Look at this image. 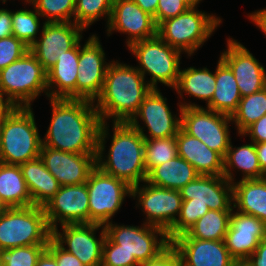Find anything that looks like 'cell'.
Segmentation results:
<instances>
[{
	"label": "cell",
	"instance_id": "57",
	"mask_svg": "<svg viewBox=\"0 0 266 266\" xmlns=\"http://www.w3.org/2000/svg\"><path fill=\"white\" fill-rule=\"evenodd\" d=\"M0 162H1V122H0Z\"/></svg>",
	"mask_w": 266,
	"mask_h": 266
},
{
	"label": "cell",
	"instance_id": "33",
	"mask_svg": "<svg viewBox=\"0 0 266 266\" xmlns=\"http://www.w3.org/2000/svg\"><path fill=\"white\" fill-rule=\"evenodd\" d=\"M232 211L209 210L186 234L200 240L222 241L226 236Z\"/></svg>",
	"mask_w": 266,
	"mask_h": 266
},
{
	"label": "cell",
	"instance_id": "2",
	"mask_svg": "<svg viewBox=\"0 0 266 266\" xmlns=\"http://www.w3.org/2000/svg\"><path fill=\"white\" fill-rule=\"evenodd\" d=\"M107 126V122H101L98 129L96 166L131 187L146 181L144 137L128 122H113L112 142L105 159L103 152L105 140L109 135Z\"/></svg>",
	"mask_w": 266,
	"mask_h": 266
},
{
	"label": "cell",
	"instance_id": "37",
	"mask_svg": "<svg viewBox=\"0 0 266 266\" xmlns=\"http://www.w3.org/2000/svg\"><path fill=\"white\" fill-rule=\"evenodd\" d=\"M33 10L20 9L15 12L11 11L13 36L28 47L37 40L36 35L40 26L39 17L41 16L35 8Z\"/></svg>",
	"mask_w": 266,
	"mask_h": 266
},
{
	"label": "cell",
	"instance_id": "30",
	"mask_svg": "<svg viewBox=\"0 0 266 266\" xmlns=\"http://www.w3.org/2000/svg\"><path fill=\"white\" fill-rule=\"evenodd\" d=\"M235 168L243 172L241 180L266 177V174L260 168L254 142L234 148L232 143H230L227 154L224 157L223 176L231 183H234L235 179L231 171Z\"/></svg>",
	"mask_w": 266,
	"mask_h": 266
},
{
	"label": "cell",
	"instance_id": "38",
	"mask_svg": "<svg viewBox=\"0 0 266 266\" xmlns=\"http://www.w3.org/2000/svg\"><path fill=\"white\" fill-rule=\"evenodd\" d=\"M46 23L72 22L75 14L76 0H30V3Z\"/></svg>",
	"mask_w": 266,
	"mask_h": 266
},
{
	"label": "cell",
	"instance_id": "28",
	"mask_svg": "<svg viewBox=\"0 0 266 266\" xmlns=\"http://www.w3.org/2000/svg\"><path fill=\"white\" fill-rule=\"evenodd\" d=\"M233 185V208L266 223V177L240 180ZM239 209V210H238Z\"/></svg>",
	"mask_w": 266,
	"mask_h": 266
},
{
	"label": "cell",
	"instance_id": "53",
	"mask_svg": "<svg viewBox=\"0 0 266 266\" xmlns=\"http://www.w3.org/2000/svg\"><path fill=\"white\" fill-rule=\"evenodd\" d=\"M4 95L0 92V122L11 112L15 107L8 99H4Z\"/></svg>",
	"mask_w": 266,
	"mask_h": 266
},
{
	"label": "cell",
	"instance_id": "13",
	"mask_svg": "<svg viewBox=\"0 0 266 266\" xmlns=\"http://www.w3.org/2000/svg\"><path fill=\"white\" fill-rule=\"evenodd\" d=\"M102 228L99 239L96 231ZM52 230V238L63 249L75 255L86 266H101L103 245L106 238L104 225L98 223H78L61 225ZM65 244L68 248H65Z\"/></svg>",
	"mask_w": 266,
	"mask_h": 266
},
{
	"label": "cell",
	"instance_id": "7",
	"mask_svg": "<svg viewBox=\"0 0 266 266\" xmlns=\"http://www.w3.org/2000/svg\"><path fill=\"white\" fill-rule=\"evenodd\" d=\"M52 237L43 207H13L0 215V249L48 244Z\"/></svg>",
	"mask_w": 266,
	"mask_h": 266
},
{
	"label": "cell",
	"instance_id": "55",
	"mask_svg": "<svg viewBox=\"0 0 266 266\" xmlns=\"http://www.w3.org/2000/svg\"><path fill=\"white\" fill-rule=\"evenodd\" d=\"M10 207L4 202L0 196V215L6 212Z\"/></svg>",
	"mask_w": 266,
	"mask_h": 266
},
{
	"label": "cell",
	"instance_id": "21",
	"mask_svg": "<svg viewBox=\"0 0 266 266\" xmlns=\"http://www.w3.org/2000/svg\"><path fill=\"white\" fill-rule=\"evenodd\" d=\"M263 239H266L264 221L239 211L234 213L232 210L224 243L235 260L248 259Z\"/></svg>",
	"mask_w": 266,
	"mask_h": 266
},
{
	"label": "cell",
	"instance_id": "42",
	"mask_svg": "<svg viewBox=\"0 0 266 266\" xmlns=\"http://www.w3.org/2000/svg\"><path fill=\"white\" fill-rule=\"evenodd\" d=\"M29 47L15 36L0 39V70L20 59Z\"/></svg>",
	"mask_w": 266,
	"mask_h": 266
},
{
	"label": "cell",
	"instance_id": "26",
	"mask_svg": "<svg viewBox=\"0 0 266 266\" xmlns=\"http://www.w3.org/2000/svg\"><path fill=\"white\" fill-rule=\"evenodd\" d=\"M35 206L44 207L60 188L57 179L39 157L19 165Z\"/></svg>",
	"mask_w": 266,
	"mask_h": 266
},
{
	"label": "cell",
	"instance_id": "54",
	"mask_svg": "<svg viewBox=\"0 0 266 266\" xmlns=\"http://www.w3.org/2000/svg\"><path fill=\"white\" fill-rule=\"evenodd\" d=\"M232 266H252L247 259L234 260Z\"/></svg>",
	"mask_w": 266,
	"mask_h": 266
},
{
	"label": "cell",
	"instance_id": "11",
	"mask_svg": "<svg viewBox=\"0 0 266 266\" xmlns=\"http://www.w3.org/2000/svg\"><path fill=\"white\" fill-rule=\"evenodd\" d=\"M104 227L106 235L119 245V249L134 256L139 263L157 257L171 244L164 229L145 222L142 227H139L117 225L113 224L111 220ZM158 235L160 236L159 240Z\"/></svg>",
	"mask_w": 266,
	"mask_h": 266
},
{
	"label": "cell",
	"instance_id": "27",
	"mask_svg": "<svg viewBox=\"0 0 266 266\" xmlns=\"http://www.w3.org/2000/svg\"><path fill=\"white\" fill-rule=\"evenodd\" d=\"M215 79V92L206 108L232 116L242 97L233 72L221 58L215 70Z\"/></svg>",
	"mask_w": 266,
	"mask_h": 266
},
{
	"label": "cell",
	"instance_id": "15",
	"mask_svg": "<svg viewBox=\"0 0 266 266\" xmlns=\"http://www.w3.org/2000/svg\"><path fill=\"white\" fill-rule=\"evenodd\" d=\"M50 230L57 223H89V197L86 183L60 186L56 194L43 207Z\"/></svg>",
	"mask_w": 266,
	"mask_h": 266
},
{
	"label": "cell",
	"instance_id": "31",
	"mask_svg": "<svg viewBox=\"0 0 266 266\" xmlns=\"http://www.w3.org/2000/svg\"><path fill=\"white\" fill-rule=\"evenodd\" d=\"M0 196L10 208L33 205L19 165L0 162Z\"/></svg>",
	"mask_w": 266,
	"mask_h": 266
},
{
	"label": "cell",
	"instance_id": "47",
	"mask_svg": "<svg viewBox=\"0 0 266 266\" xmlns=\"http://www.w3.org/2000/svg\"><path fill=\"white\" fill-rule=\"evenodd\" d=\"M12 20L11 11L7 9H0V39L12 36Z\"/></svg>",
	"mask_w": 266,
	"mask_h": 266
},
{
	"label": "cell",
	"instance_id": "14",
	"mask_svg": "<svg viewBox=\"0 0 266 266\" xmlns=\"http://www.w3.org/2000/svg\"><path fill=\"white\" fill-rule=\"evenodd\" d=\"M105 53L96 35H92L81 47L79 41L78 75L76 99L95 102L101 94L106 71L110 64L105 61Z\"/></svg>",
	"mask_w": 266,
	"mask_h": 266
},
{
	"label": "cell",
	"instance_id": "58",
	"mask_svg": "<svg viewBox=\"0 0 266 266\" xmlns=\"http://www.w3.org/2000/svg\"><path fill=\"white\" fill-rule=\"evenodd\" d=\"M3 3L6 2V0H2ZM27 3H30V0H26Z\"/></svg>",
	"mask_w": 266,
	"mask_h": 266
},
{
	"label": "cell",
	"instance_id": "51",
	"mask_svg": "<svg viewBox=\"0 0 266 266\" xmlns=\"http://www.w3.org/2000/svg\"><path fill=\"white\" fill-rule=\"evenodd\" d=\"M36 266H58L55 257L45 249L39 256Z\"/></svg>",
	"mask_w": 266,
	"mask_h": 266
},
{
	"label": "cell",
	"instance_id": "48",
	"mask_svg": "<svg viewBox=\"0 0 266 266\" xmlns=\"http://www.w3.org/2000/svg\"><path fill=\"white\" fill-rule=\"evenodd\" d=\"M247 260L252 266H266V239L260 241L254 253Z\"/></svg>",
	"mask_w": 266,
	"mask_h": 266
},
{
	"label": "cell",
	"instance_id": "43",
	"mask_svg": "<svg viewBox=\"0 0 266 266\" xmlns=\"http://www.w3.org/2000/svg\"><path fill=\"white\" fill-rule=\"evenodd\" d=\"M190 7L185 0H158L154 21L158 26L162 21L174 18Z\"/></svg>",
	"mask_w": 266,
	"mask_h": 266
},
{
	"label": "cell",
	"instance_id": "8",
	"mask_svg": "<svg viewBox=\"0 0 266 266\" xmlns=\"http://www.w3.org/2000/svg\"><path fill=\"white\" fill-rule=\"evenodd\" d=\"M130 52L139 61L136 67L144 76L151 75L147 83L157 89L158 82L165 86L175 88L180 74L181 53L179 50L167 44L158 34L152 38L132 43Z\"/></svg>",
	"mask_w": 266,
	"mask_h": 266
},
{
	"label": "cell",
	"instance_id": "19",
	"mask_svg": "<svg viewBox=\"0 0 266 266\" xmlns=\"http://www.w3.org/2000/svg\"><path fill=\"white\" fill-rule=\"evenodd\" d=\"M39 156L60 186L86 183L96 167V154H76L42 146Z\"/></svg>",
	"mask_w": 266,
	"mask_h": 266
},
{
	"label": "cell",
	"instance_id": "18",
	"mask_svg": "<svg viewBox=\"0 0 266 266\" xmlns=\"http://www.w3.org/2000/svg\"><path fill=\"white\" fill-rule=\"evenodd\" d=\"M220 58L233 72L241 97L259 92L266 87L264 66L237 40H227V50L222 52Z\"/></svg>",
	"mask_w": 266,
	"mask_h": 266
},
{
	"label": "cell",
	"instance_id": "44",
	"mask_svg": "<svg viewBox=\"0 0 266 266\" xmlns=\"http://www.w3.org/2000/svg\"><path fill=\"white\" fill-rule=\"evenodd\" d=\"M46 249L55 257L58 266H86L75 255L63 249L52 237Z\"/></svg>",
	"mask_w": 266,
	"mask_h": 266
},
{
	"label": "cell",
	"instance_id": "45",
	"mask_svg": "<svg viewBox=\"0 0 266 266\" xmlns=\"http://www.w3.org/2000/svg\"><path fill=\"white\" fill-rule=\"evenodd\" d=\"M138 266H183L177 250L170 244L157 257L142 262Z\"/></svg>",
	"mask_w": 266,
	"mask_h": 266
},
{
	"label": "cell",
	"instance_id": "17",
	"mask_svg": "<svg viewBox=\"0 0 266 266\" xmlns=\"http://www.w3.org/2000/svg\"><path fill=\"white\" fill-rule=\"evenodd\" d=\"M82 31L83 28L74 22H44L41 37L29 47V51L48 71L57 62L59 55L81 41Z\"/></svg>",
	"mask_w": 266,
	"mask_h": 266
},
{
	"label": "cell",
	"instance_id": "1",
	"mask_svg": "<svg viewBox=\"0 0 266 266\" xmlns=\"http://www.w3.org/2000/svg\"><path fill=\"white\" fill-rule=\"evenodd\" d=\"M52 118L42 146L76 154H96L100 126L95 102L50 99Z\"/></svg>",
	"mask_w": 266,
	"mask_h": 266
},
{
	"label": "cell",
	"instance_id": "41",
	"mask_svg": "<svg viewBox=\"0 0 266 266\" xmlns=\"http://www.w3.org/2000/svg\"><path fill=\"white\" fill-rule=\"evenodd\" d=\"M140 263L134 256L119 249L107 235L103 245L101 266H138Z\"/></svg>",
	"mask_w": 266,
	"mask_h": 266
},
{
	"label": "cell",
	"instance_id": "4",
	"mask_svg": "<svg viewBox=\"0 0 266 266\" xmlns=\"http://www.w3.org/2000/svg\"><path fill=\"white\" fill-rule=\"evenodd\" d=\"M42 139L31 107H14L1 121V162L20 165L39 157Z\"/></svg>",
	"mask_w": 266,
	"mask_h": 266
},
{
	"label": "cell",
	"instance_id": "24",
	"mask_svg": "<svg viewBox=\"0 0 266 266\" xmlns=\"http://www.w3.org/2000/svg\"><path fill=\"white\" fill-rule=\"evenodd\" d=\"M78 61L79 42L72 49L57 57V62L47 71L49 99H76Z\"/></svg>",
	"mask_w": 266,
	"mask_h": 266
},
{
	"label": "cell",
	"instance_id": "25",
	"mask_svg": "<svg viewBox=\"0 0 266 266\" xmlns=\"http://www.w3.org/2000/svg\"><path fill=\"white\" fill-rule=\"evenodd\" d=\"M178 155L185 159L200 175L222 176L224 158L207 147L198 138L185 133L181 128L176 135Z\"/></svg>",
	"mask_w": 266,
	"mask_h": 266
},
{
	"label": "cell",
	"instance_id": "39",
	"mask_svg": "<svg viewBox=\"0 0 266 266\" xmlns=\"http://www.w3.org/2000/svg\"><path fill=\"white\" fill-rule=\"evenodd\" d=\"M209 208L207 205L199 203H191L190 200H183L181 210L176 222L167 231L168 239L171 241L177 236L186 233L189 228L194 225L197 220L203 217Z\"/></svg>",
	"mask_w": 266,
	"mask_h": 266
},
{
	"label": "cell",
	"instance_id": "16",
	"mask_svg": "<svg viewBox=\"0 0 266 266\" xmlns=\"http://www.w3.org/2000/svg\"><path fill=\"white\" fill-rule=\"evenodd\" d=\"M167 99L160 93L159 89H152L145 97L137 113L128 122L137 129L144 139H161L174 137L181 127V117L172 114L167 105ZM140 117L148 129L149 135L144 133L143 127L137 120Z\"/></svg>",
	"mask_w": 266,
	"mask_h": 266
},
{
	"label": "cell",
	"instance_id": "34",
	"mask_svg": "<svg viewBox=\"0 0 266 266\" xmlns=\"http://www.w3.org/2000/svg\"><path fill=\"white\" fill-rule=\"evenodd\" d=\"M266 115V87L241 98L231 120L237 126L239 136L254 122Z\"/></svg>",
	"mask_w": 266,
	"mask_h": 266
},
{
	"label": "cell",
	"instance_id": "32",
	"mask_svg": "<svg viewBox=\"0 0 266 266\" xmlns=\"http://www.w3.org/2000/svg\"><path fill=\"white\" fill-rule=\"evenodd\" d=\"M215 85V72L212 73L206 67L203 69L189 67L180 70L178 83L174 89L180 96L185 92L189 96L207 101L208 104L214 95Z\"/></svg>",
	"mask_w": 266,
	"mask_h": 266
},
{
	"label": "cell",
	"instance_id": "5",
	"mask_svg": "<svg viewBox=\"0 0 266 266\" xmlns=\"http://www.w3.org/2000/svg\"><path fill=\"white\" fill-rule=\"evenodd\" d=\"M0 92L15 107H31L47 91V71L28 50L20 59L0 70Z\"/></svg>",
	"mask_w": 266,
	"mask_h": 266
},
{
	"label": "cell",
	"instance_id": "12",
	"mask_svg": "<svg viewBox=\"0 0 266 266\" xmlns=\"http://www.w3.org/2000/svg\"><path fill=\"white\" fill-rule=\"evenodd\" d=\"M146 183V185H145ZM131 188V197L137 196L138 205L146 214V224L164 229L166 232L173 226L179 216L182 197L179 190L161 188L144 181V185Z\"/></svg>",
	"mask_w": 266,
	"mask_h": 266
},
{
	"label": "cell",
	"instance_id": "56",
	"mask_svg": "<svg viewBox=\"0 0 266 266\" xmlns=\"http://www.w3.org/2000/svg\"><path fill=\"white\" fill-rule=\"evenodd\" d=\"M190 6H197L202 0H185Z\"/></svg>",
	"mask_w": 266,
	"mask_h": 266
},
{
	"label": "cell",
	"instance_id": "46",
	"mask_svg": "<svg viewBox=\"0 0 266 266\" xmlns=\"http://www.w3.org/2000/svg\"><path fill=\"white\" fill-rule=\"evenodd\" d=\"M250 135V139L255 144L266 142V115L250 125L241 136Z\"/></svg>",
	"mask_w": 266,
	"mask_h": 266
},
{
	"label": "cell",
	"instance_id": "35",
	"mask_svg": "<svg viewBox=\"0 0 266 266\" xmlns=\"http://www.w3.org/2000/svg\"><path fill=\"white\" fill-rule=\"evenodd\" d=\"M178 156L176 136L145 139L144 162L146 172Z\"/></svg>",
	"mask_w": 266,
	"mask_h": 266
},
{
	"label": "cell",
	"instance_id": "36",
	"mask_svg": "<svg viewBox=\"0 0 266 266\" xmlns=\"http://www.w3.org/2000/svg\"><path fill=\"white\" fill-rule=\"evenodd\" d=\"M113 2L114 0H76L74 23L86 29L105 15L108 25Z\"/></svg>",
	"mask_w": 266,
	"mask_h": 266
},
{
	"label": "cell",
	"instance_id": "22",
	"mask_svg": "<svg viewBox=\"0 0 266 266\" xmlns=\"http://www.w3.org/2000/svg\"><path fill=\"white\" fill-rule=\"evenodd\" d=\"M183 266H232L234 258L225 247L224 240H200L183 233L173 240Z\"/></svg>",
	"mask_w": 266,
	"mask_h": 266
},
{
	"label": "cell",
	"instance_id": "6",
	"mask_svg": "<svg viewBox=\"0 0 266 266\" xmlns=\"http://www.w3.org/2000/svg\"><path fill=\"white\" fill-rule=\"evenodd\" d=\"M220 23L222 21L219 17L191 6L182 14L162 21L157 26V34L173 48L191 56L202 47Z\"/></svg>",
	"mask_w": 266,
	"mask_h": 266
},
{
	"label": "cell",
	"instance_id": "23",
	"mask_svg": "<svg viewBox=\"0 0 266 266\" xmlns=\"http://www.w3.org/2000/svg\"><path fill=\"white\" fill-rule=\"evenodd\" d=\"M179 191L182 200L191 199V203L207 205L209 210H234L233 185L223 175H199Z\"/></svg>",
	"mask_w": 266,
	"mask_h": 266
},
{
	"label": "cell",
	"instance_id": "20",
	"mask_svg": "<svg viewBox=\"0 0 266 266\" xmlns=\"http://www.w3.org/2000/svg\"><path fill=\"white\" fill-rule=\"evenodd\" d=\"M128 34L127 46L157 35L154 17L143 11L132 0H114L107 34L112 31Z\"/></svg>",
	"mask_w": 266,
	"mask_h": 266
},
{
	"label": "cell",
	"instance_id": "9",
	"mask_svg": "<svg viewBox=\"0 0 266 266\" xmlns=\"http://www.w3.org/2000/svg\"><path fill=\"white\" fill-rule=\"evenodd\" d=\"M181 129L188 135L198 138L207 147L226 156L231 143L229 123L231 116L215 112L195 103L179 105Z\"/></svg>",
	"mask_w": 266,
	"mask_h": 266
},
{
	"label": "cell",
	"instance_id": "40",
	"mask_svg": "<svg viewBox=\"0 0 266 266\" xmlns=\"http://www.w3.org/2000/svg\"><path fill=\"white\" fill-rule=\"evenodd\" d=\"M47 244L20 246L0 251V266H36Z\"/></svg>",
	"mask_w": 266,
	"mask_h": 266
},
{
	"label": "cell",
	"instance_id": "49",
	"mask_svg": "<svg viewBox=\"0 0 266 266\" xmlns=\"http://www.w3.org/2000/svg\"><path fill=\"white\" fill-rule=\"evenodd\" d=\"M248 16L266 36V9L255 11Z\"/></svg>",
	"mask_w": 266,
	"mask_h": 266
},
{
	"label": "cell",
	"instance_id": "52",
	"mask_svg": "<svg viewBox=\"0 0 266 266\" xmlns=\"http://www.w3.org/2000/svg\"><path fill=\"white\" fill-rule=\"evenodd\" d=\"M255 149L260 168L266 174V142L255 144Z\"/></svg>",
	"mask_w": 266,
	"mask_h": 266
},
{
	"label": "cell",
	"instance_id": "10",
	"mask_svg": "<svg viewBox=\"0 0 266 266\" xmlns=\"http://www.w3.org/2000/svg\"><path fill=\"white\" fill-rule=\"evenodd\" d=\"M86 187L89 197V223L105 225L121 208L126 196L131 197V186L103 172L96 166L90 173Z\"/></svg>",
	"mask_w": 266,
	"mask_h": 266
},
{
	"label": "cell",
	"instance_id": "29",
	"mask_svg": "<svg viewBox=\"0 0 266 266\" xmlns=\"http://www.w3.org/2000/svg\"><path fill=\"white\" fill-rule=\"evenodd\" d=\"M199 175L192 165L178 155L152 168L147 173L146 182L161 188L180 190Z\"/></svg>",
	"mask_w": 266,
	"mask_h": 266
},
{
	"label": "cell",
	"instance_id": "50",
	"mask_svg": "<svg viewBox=\"0 0 266 266\" xmlns=\"http://www.w3.org/2000/svg\"><path fill=\"white\" fill-rule=\"evenodd\" d=\"M134 1L143 11L155 17L158 0H132Z\"/></svg>",
	"mask_w": 266,
	"mask_h": 266
},
{
	"label": "cell",
	"instance_id": "3",
	"mask_svg": "<svg viewBox=\"0 0 266 266\" xmlns=\"http://www.w3.org/2000/svg\"><path fill=\"white\" fill-rule=\"evenodd\" d=\"M111 62L94 106L101 122H129L153 88L135 66Z\"/></svg>",
	"mask_w": 266,
	"mask_h": 266
}]
</instances>
